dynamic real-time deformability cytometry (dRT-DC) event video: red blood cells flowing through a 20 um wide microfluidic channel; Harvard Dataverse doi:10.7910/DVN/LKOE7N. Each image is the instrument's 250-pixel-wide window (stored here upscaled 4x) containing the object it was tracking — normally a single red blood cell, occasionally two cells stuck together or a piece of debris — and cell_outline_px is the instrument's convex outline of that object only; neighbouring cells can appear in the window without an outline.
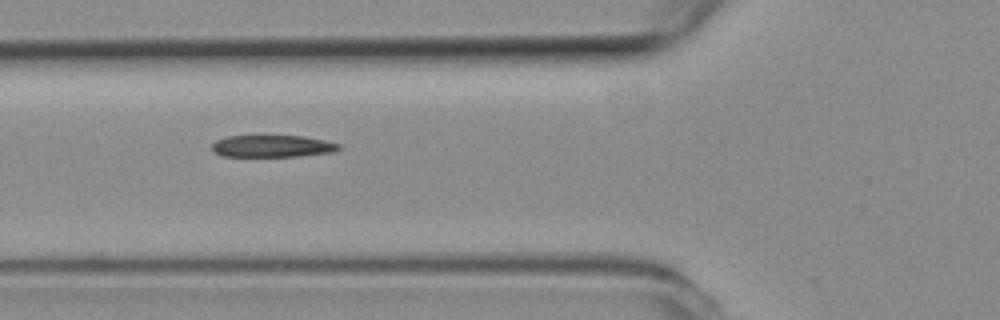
{"species": "common noctule bat (a hibernating species)", "species_latin": "Nyctalus noctula", "temperature_condition": "room temperature", "stored_images_in_passage": 6, "camera_frame_rate_fps": 3000, "um_per_image_px": 0.085, "animal": {"sex": "female", "body_mass_g": 19.3, "forearm_length_mm": 54.1}, "frame": {"image": 1, "passage_image": 5, "time_ms": 1.333, "image_size_px": [1000, 320], "cell_outline_px": [[340, 148], [332, 152], [300, 156], [224, 156], [212, 152], [212, 144], [216, 140], [228, 136], [304, 136], [324, 140], [340, 144]], "centroid_in_image_um": [23.13, 12.42], "position_along_channel_um": 102.7, "area_um2": 16.18}}
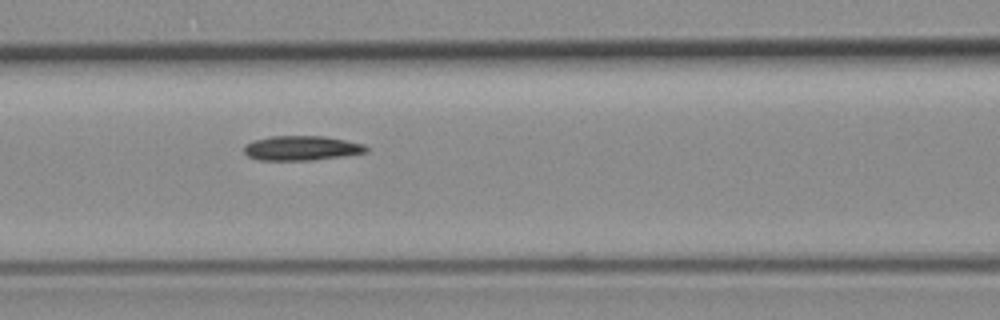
{"frame": {"image": 2, "passage_image": 6, "time_ms": 1.667, "image_size_px": [1000, 320], "cell_outline_px": [[368, 152], [344, 156], [316, 160], [260, 160], [248, 156], [244, 152], [244, 144], [252, 140], [268, 136], [324, 136], [364, 144], [368, 148]], "centroid_in_image_um": [25.61, 12.59], "position_along_channel_um": 141.0, "area_um2": 17.69}}